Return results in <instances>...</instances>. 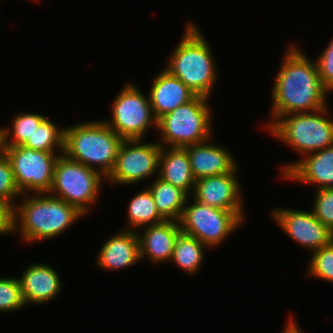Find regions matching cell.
<instances>
[{
  "mask_svg": "<svg viewBox=\"0 0 333 333\" xmlns=\"http://www.w3.org/2000/svg\"><path fill=\"white\" fill-rule=\"evenodd\" d=\"M23 146L38 151L63 152L64 126H57L47 116Z\"/></svg>",
  "mask_w": 333,
  "mask_h": 333,
  "instance_id": "25",
  "label": "cell"
},
{
  "mask_svg": "<svg viewBox=\"0 0 333 333\" xmlns=\"http://www.w3.org/2000/svg\"><path fill=\"white\" fill-rule=\"evenodd\" d=\"M190 21L186 22L177 46L165 61L164 69L179 78L196 95L211 99L219 81V68L209 41L200 27Z\"/></svg>",
  "mask_w": 333,
  "mask_h": 333,
  "instance_id": "3",
  "label": "cell"
},
{
  "mask_svg": "<svg viewBox=\"0 0 333 333\" xmlns=\"http://www.w3.org/2000/svg\"><path fill=\"white\" fill-rule=\"evenodd\" d=\"M210 99L196 95L191 101L180 105L175 110L157 120L159 137L157 142L162 147L185 148L209 140L213 135V117ZM209 102V103H208Z\"/></svg>",
  "mask_w": 333,
  "mask_h": 333,
  "instance_id": "5",
  "label": "cell"
},
{
  "mask_svg": "<svg viewBox=\"0 0 333 333\" xmlns=\"http://www.w3.org/2000/svg\"><path fill=\"white\" fill-rule=\"evenodd\" d=\"M95 265L103 271H119L141 261L139 240L136 231L119 230L103 243Z\"/></svg>",
  "mask_w": 333,
  "mask_h": 333,
  "instance_id": "18",
  "label": "cell"
},
{
  "mask_svg": "<svg viewBox=\"0 0 333 333\" xmlns=\"http://www.w3.org/2000/svg\"><path fill=\"white\" fill-rule=\"evenodd\" d=\"M310 260V261H309ZM308 260L307 274L305 277H313L322 281L333 283V240L326 246L311 253Z\"/></svg>",
  "mask_w": 333,
  "mask_h": 333,
  "instance_id": "26",
  "label": "cell"
},
{
  "mask_svg": "<svg viewBox=\"0 0 333 333\" xmlns=\"http://www.w3.org/2000/svg\"><path fill=\"white\" fill-rule=\"evenodd\" d=\"M19 192L48 193L52 187L57 159L63 152H45L21 146H4Z\"/></svg>",
  "mask_w": 333,
  "mask_h": 333,
  "instance_id": "10",
  "label": "cell"
},
{
  "mask_svg": "<svg viewBox=\"0 0 333 333\" xmlns=\"http://www.w3.org/2000/svg\"><path fill=\"white\" fill-rule=\"evenodd\" d=\"M25 307L19 279L15 276L0 277V313H11Z\"/></svg>",
  "mask_w": 333,
  "mask_h": 333,
  "instance_id": "27",
  "label": "cell"
},
{
  "mask_svg": "<svg viewBox=\"0 0 333 333\" xmlns=\"http://www.w3.org/2000/svg\"><path fill=\"white\" fill-rule=\"evenodd\" d=\"M127 219L123 230L138 231L145 226L165 221L159 214L152 193L144 187L129 199L127 205Z\"/></svg>",
  "mask_w": 333,
  "mask_h": 333,
  "instance_id": "22",
  "label": "cell"
},
{
  "mask_svg": "<svg viewBox=\"0 0 333 333\" xmlns=\"http://www.w3.org/2000/svg\"><path fill=\"white\" fill-rule=\"evenodd\" d=\"M161 147L158 142H147L145 139L123 140L106 182L128 186L144 182L154 175V178L157 177Z\"/></svg>",
  "mask_w": 333,
  "mask_h": 333,
  "instance_id": "11",
  "label": "cell"
},
{
  "mask_svg": "<svg viewBox=\"0 0 333 333\" xmlns=\"http://www.w3.org/2000/svg\"><path fill=\"white\" fill-rule=\"evenodd\" d=\"M312 212L329 230L333 232V188L314 191Z\"/></svg>",
  "mask_w": 333,
  "mask_h": 333,
  "instance_id": "29",
  "label": "cell"
},
{
  "mask_svg": "<svg viewBox=\"0 0 333 333\" xmlns=\"http://www.w3.org/2000/svg\"><path fill=\"white\" fill-rule=\"evenodd\" d=\"M11 125L2 128L4 146H21L32 137L38 126L47 118L44 114L23 111L12 116ZM8 126V127H7Z\"/></svg>",
  "mask_w": 333,
  "mask_h": 333,
  "instance_id": "24",
  "label": "cell"
},
{
  "mask_svg": "<svg viewBox=\"0 0 333 333\" xmlns=\"http://www.w3.org/2000/svg\"><path fill=\"white\" fill-rule=\"evenodd\" d=\"M330 107L318 111L294 113L280 117L268 135L290 147L300 156L333 145V120Z\"/></svg>",
  "mask_w": 333,
  "mask_h": 333,
  "instance_id": "6",
  "label": "cell"
},
{
  "mask_svg": "<svg viewBox=\"0 0 333 333\" xmlns=\"http://www.w3.org/2000/svg\"><path fill=\"white\" fill-rule=\"evenodd\" d=\"M18 201L14 207V234L25 244L57 238L86 217L49 193L23 194Z\"/></svg>",
  "mask_w": 333,
  "mask_h": 333,
  "instance_id": "2",
  "label": "cell"
},
{
  "mask_svg": "<svg viewBox=\"0 0 333 333\" xmlns=\"http://www.w3.org/2000/svg\"><path fill=\"white\" fill-rule=\"evenodd\" d=\"M212 139L215 138L184 148L196 180L207 176L229 174L240 164L228 147L222 145L223 143H215Z\"/></svg>",
  "mask_w": 333,
  "mask_h": 333,
  "instance_id": "16",
  "label": "cell"
},
{
  "mask_svg": "<svg viewBox=\"0 0 333 333\" xmlns=\"http://www.w3.org/2000/svg\"><path fill=\"white\" fill-rule=\"evenodd\" d=\"M300 158L280 165V178L312 185L316 190L333 188V145Z\"/></svg>",
  "mask_w": 333,
  "mask_h": 333,
  "instance_id": "14",
  "label": "cell"
},
{
  "mask_svg": "<svg viewBox=\"0 0 333 333\" xmlns=\"http://www.w3.org/2000/svg\"><path fill=\"white\" fill-rule=\"evenodd\" d=\"M314 60L323 87L329 93H333V37Z\"/></svg>",
  "mask_w": 333,
  "mask_h": 333,
  "instance_id": "30",
  "label": "cell"
},
{
  "mask_svg": "<svg viewBox=\"0 0 333 333\" xmlns=\"http://www.w3.org/2000/svg\"><path fill=\"white\" fill-rule=\"evenodd\" d=\"M269 215L279 228L310 254L333 240V232L316 218L312 210L273 207Z\"/></svg>",
  "mask_w": 333,
  "mask_h": 333,
  "instance_id": "12",
  "label": "cell"
},
{
  "mask_svg": "<svg viewBox=\"0 0 333 333\" xmlns=\"http://www.w3.org/2000/svg\"><path fill=\"white\" fill-rule=\"evenodd\" d=\"M240 166L231 173L202 177L196 180L191 197L199 203L226 211H234L244 222L246 211L243 189L238 177Z\"/></svg>",
  "mask_w": 333,
  "mask_h": 333,
  "instance_id": "13",
  "label": "cell"
},
{
  "mask_svg": "<svg viewBox=\"0 0 333 333\" xmlns=\"http://www.w3.org/2000/svg\"><path fill=\"white\" fill-rule=\"evenodd\" d=\"M293 317V314H289V317H287L288 319L283 326L284 329L282 328L281 333H304V331H301L302 329L297 325L298 323Z\"/></svg>",
  "mask_w": 333,
  "mask_h": 333,
  "instance_id": "32",
  "label": "cell"
},
{
  "mask_svg": "<svg viewBox=\"0 0 333 333\" xmlns=\"http://www.w3.org/2000/svg\"><path fill=\"white\" fill-rule=\"evenodd\" d=\"M208 247L197 238L181 232L175 242L170 263H174L189 276H195L202 268Z\"/></svg>",
  "mask_w": 333,
  "mask_h": 333,
  "instance_id": "23",
  "label": "cell"
},
{
  "mask_svg": "<svg viewBox=\"0 0 333 333\" xmlns=\"http://www.w3.org/2000/svg\"><path fill=\"white\" fill-rule=\"evenodd\" d=\"M14 235V207L0 199V236Z\"/></svg>",
  "mask_w": 333,
  "mask_h": 333,
  "instance_id": "31",
  "label": "cell"
},
{
  "mask_svg": "<svg viewBox=\"0 0 333 333\" xmlns=\"http://www.w3.org/2000/svg\"><path fill=\"white\" fill-rule=\"evenodd\" d=\"M112 101L107 125L123 140L147 139L148 130H157L149 96L134 82H125Z\"/></svg>",
  "mask_w": 333,
  "mask_h": 333,
  "instance_id": "8",
  "label": "cell"
},
{
  "mask_svg": "<svg viewBox=\"0 0 333 333\" xmlns=\"http://www.w3.org/2000/svg\"><path fill=\"white\" fill-rule=\"evenodd\" d=\"M148 96L153 114L158 120L180 105L191 101L196 94L179 78L172 76L163 67V69L153 77Z\"/></svg>",
  "mask_w": 333,
  "mask_h": 333,
  "instance_id": "19",
  "label": "cell"
},
{
  "mask_svg": "<svg viewBox=\"0 0 333 333\" xmlns=\"http://www.w3.org/2000/svg\"><path fill=\"white\" fill-rule=\"evenodd\" d=\"M158 177L174 187L184 189L191 196L196 179L187 151L184 148L161 147Z\"/></svg>",
  "mask_w": 333,
  "mask_h": 333,
  "instance_id": "20",
  "label": "cell"
},
{
  "mask_svg": "<svg viewBox=\"0 0 333 333\" xmlns=\"http://www.w3.org/2000/svg\"><path fill=\"white\" fill-rule=\"evenodd\" d=\"M147 185H149L147 187L153 195L159 214L165 220L179 222L184 206L191 196L184 189L174 187L158 176Z\"/></svg>",
  "mask_w": 333,
  "mask_h": 333,
  "instance_id": "21",
  "label": "cell"
},
{
  "mask_svg": "<svg viewBox=\"0 0 333 333\" xmlns=\"http://www.w3.org/2000/svg\"><path fill=\"white\" fill-rule=\"evenodd\" d=\"M123 139L102 120H88L64 127L63 154L101 173L113 169Z\"/></svg>",
  "mask_w": 333,
  "mask_h": 333,
  "instance_id": "4",
  "label": "cell"
},
{
  "mask_svg": "<svg viewBox=\"0 0 333 333\" xmlns=\"http://www.w3.org/2000/svg\"><path fill=\"white\" fill-rule=\"evenodd\" d=\"M2 154H4V139H3L2 128L0 127V156Z\"/></svg>",
  "mask_w": 333,
  "mask_h": 333,
  "instance_id": "33",
  "label": "cell"
},
{
  "mask_svg": "<svg viewBox=\"0 0 333 333\" xmlns=\"http://www.w3.org/2000/svg\"><path fill=\"white\" fill-rule=\"evenodd\" d=\"M139 231L136 233L139 240L141 261L147 259L154 265L170 262L175 242L182 232L179 222L165 220L140 228Z\"/></svg>",
  "mask_w": 333,
  "mask_h": 333,
  "instance_id": "17",
  "label": "cell"
},
{
  "mask_svg": "<svg viewBox=\"0 0 333 333\" xmlns=\"http://www.w3.org/2000/svg\"><path fill=\"white\" fill-rule=\"evenodd\" d=\"M302 49L291 43L283 53L270 91L269 120L259 126L266 131L284 115L318 111L329 105L330 93L322 85L315 60Z\"/></svg>",
  "mask_w": 333,
  "mask_h": 333,
  "instance_id": "1",
  "label": "cell"
},
{
  "mask_svg": "<svg viewBox=\"0 0 333 333\" xmlns=\"http://www.w3.org/2000/svg\"><path fill=\"white\" fill-rule=\"evenodd\" d=\"M106 178L98 171L67 158L57 159L50 195L64 200L88 216L101 197Z\"/></svg>",
  "mask_w": 333,
  "mask_h": 333,
  "instance_id": "7",
  "label": "cell"
},
{
  "mask_svg": "<svg viewBox=\"0 0 333 333\" xmlns=\"http://www.w3.org/2000/svg\"><path fill=\"white\" fill-rule=\"evenodd\" d=\"M22 196L19 192L11 163L4 154L0 156V199L9 202L15 207L16 202Z\"/></svg>",
  "mask_w": 333,
  "mask_h": 333,
  "instance_id": "28",
  "label": "cell"
},
{
  "mask_svg": "<svg viewBox=\"0 0 333 333\" xmlns=\"http://www.w3.org/2000/svg\"><path fill=\"white\" fill-rule=\"evenodd\" d=\"M54 266L45 262H34L28 265L19 279L21 295L28 305H43L56 300L63 282Z\"/></svg>",
  "mask_w": 333,
  "mask_h": 333,
  "instance_id": "15",
  "label": "cell"
},
{
  "mask_svg": "<svg viewBox=\"0 0 333 333\" xmlns=\"http://www.w3.org/2000/svg\"><path fill=\"white\" fill-rule=\"evenodd\" d=\"M190 200L185 204L179 220L181 231L197 238L208 249L216 250L224 245V241L245 224L234 211L211 207L192 197Z\"/></svg>",
  "mask_w": 333,
  "mask_h": 333,
  "instance_id": "9",
  "label": "cell"
}]
</instances>
